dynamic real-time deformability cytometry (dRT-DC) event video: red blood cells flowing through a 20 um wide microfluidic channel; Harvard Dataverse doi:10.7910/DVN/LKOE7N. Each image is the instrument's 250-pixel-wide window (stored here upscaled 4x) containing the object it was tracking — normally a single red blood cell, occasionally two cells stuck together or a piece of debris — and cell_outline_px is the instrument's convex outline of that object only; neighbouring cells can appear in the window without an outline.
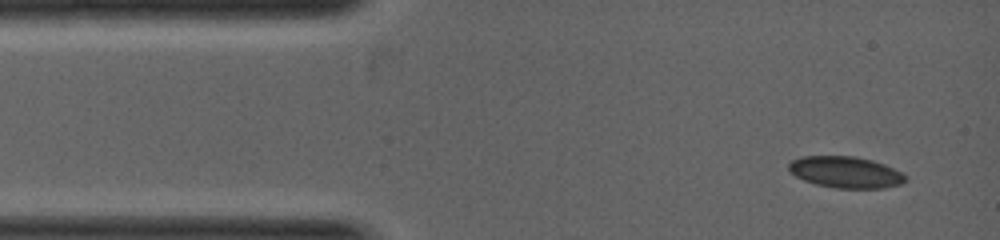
{"species": "common noctule bat (a hibernating species)", "species_latin": "Nyctalus noctula", "temperature_condition": "warm", "stored_images_in_passage": 5, "camera_frame_rate_fps": 5000, "um_per_image_px": 0.085, "animal": {"sex": "female", "body_mass_g": 19.0, "forearm_length_mm": 53.3}, "frame": {"image": 1, "passage_image": 1, "time_ms": 0.0, "image_size_px": [1000, 240], "cell_outline_px": [[908, 180], [900, 184], [880, 188], [840, 188], [816, 184], [804, 180], [796, 176], [788, 168], [788, 164], [792, 160], [800, 156], [852, 156], [872, 160], [884, 164], [908, 176]], "centroid_in_image_um": [71.88, 14.63], "position_along_channel_um": 13.1, "area_um2": 21.21}}
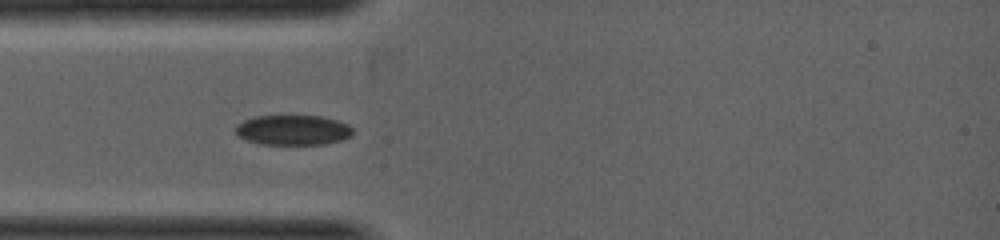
{"frame": {"image": 2, "passage_image": 4, "time_ms": 1.4, "image_size_px": [1000, 240], "cell_outline_px": [[352, 136], [340, 140], [324, 144], [260, 144], [248, 140], [240, 136], [236, 132], [236, 124], [252, 116], [324, 116], [348, 124], [352, 128]], "centroid_in_image_um": [24.91, 11.04], "position_along_channel_um": 60.1, "area_um2": 20.46}}
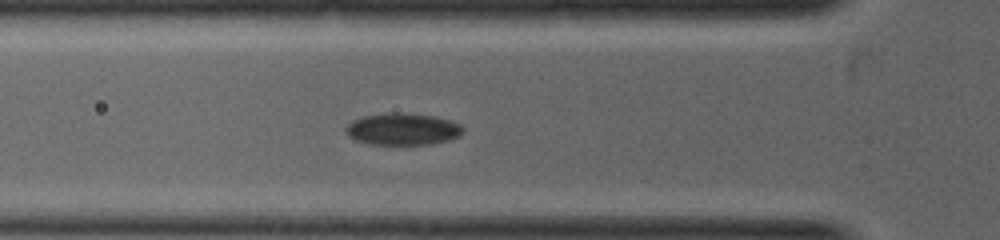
{"frame": {"image": 3, "passage_image": 5, "time_ms": 1.8, "image_size_px": [1000, 240], "cell_outline_px": [[464, 132], [460, 136], [448, 140], [428, 144], [372, 144], [356, 140], [348, 136], [344, 128], [352, 120], [364, 116], [392, 112], [396, 112], [436, 116], [460, 124], [464, 128]], "centroid_in_image_um": [34.23, 10.97], "position_along_channel_um": 91.6, "area_um2": 21.73}}